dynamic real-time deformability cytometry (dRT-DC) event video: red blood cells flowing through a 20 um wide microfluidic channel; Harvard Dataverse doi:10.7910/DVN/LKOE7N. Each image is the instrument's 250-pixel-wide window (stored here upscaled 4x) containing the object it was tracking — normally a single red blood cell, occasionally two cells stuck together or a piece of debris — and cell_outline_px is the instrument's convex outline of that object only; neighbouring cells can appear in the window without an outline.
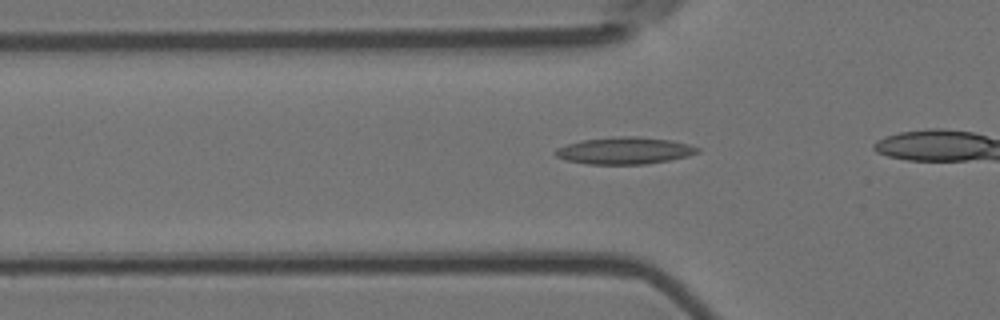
{"species": "Egyptian fruit bat (a non-hibernating species)", "species_latin": "Rousettus aegyptiacus", "temperature_condition": "room temperature", "stored_images_in_passage": 38, "camera_frame_rate_fps": 3000, "um_per_image_px": 0.085, "animal": {"sex": "female"}, "frame": {"image": 1, "passage_image": 13, "time_ms": 4.0, "image_size_px": [1000, 320], "cell_outline_px": [[700, 152], [688, 156], [668, 160], [644, 164], [588, 164], [564, 160], [556, 156], [552, 152], [556, 148], [568, 144], [584, 140], [612, 136], [636, 136], [672, 140], [688, 144], [700, 148]], "centroid_in_image_um": [53.07, 12.8], "position_along_channel_um": 72.7, "area_um2": 22.43}}
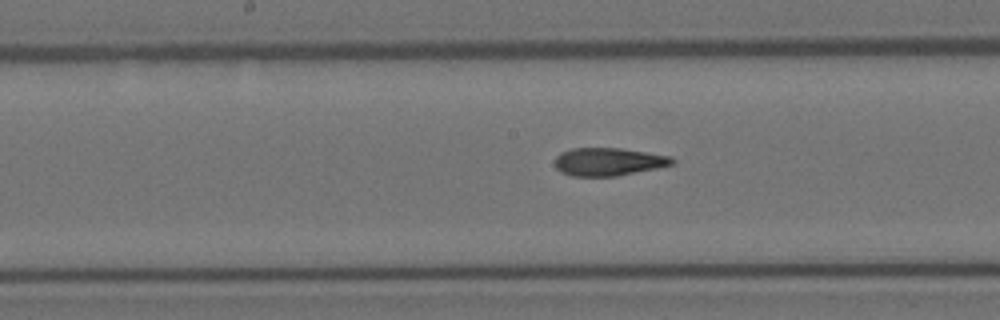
{"frame": {"image": 2, "passage_image": 23, "time_ms": 7.333, "image_size_px": [1000, 320], "cell_outline_px": [[676, 160], [672, 164], [656, 168], [616, 176], [572, 176], [560, 172], [556, 168], [556, 156], [560, 152], [572, 148], [620, 148], [672, 156]], "centroid_in_image_um": [51.7, 13.74], "position_along_channel_um": 196.5, "area_um2": 19.07}}
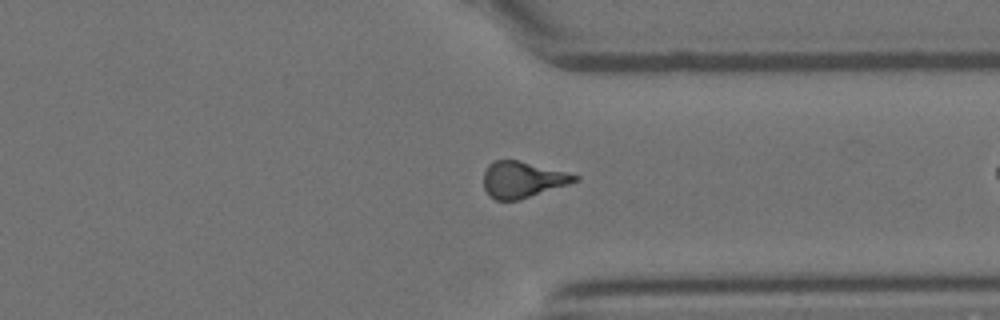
{"frame": {"image": 3, "passage_image": 37, "time_ms": 12.0, "image_size_px": [1000, 320], "cell_outline_px": [[580, 180], [568, 184], [516, 200], [496, 200], [488, 196], [484, 188], [484, 172], [488, 164], [492, 160], [516, 160], [568, 172], [580, 176]], "centroid_in_image_um": [44.39, 15.25], "position_along_channel_um": 367.0, "area_um2": 19.07}}